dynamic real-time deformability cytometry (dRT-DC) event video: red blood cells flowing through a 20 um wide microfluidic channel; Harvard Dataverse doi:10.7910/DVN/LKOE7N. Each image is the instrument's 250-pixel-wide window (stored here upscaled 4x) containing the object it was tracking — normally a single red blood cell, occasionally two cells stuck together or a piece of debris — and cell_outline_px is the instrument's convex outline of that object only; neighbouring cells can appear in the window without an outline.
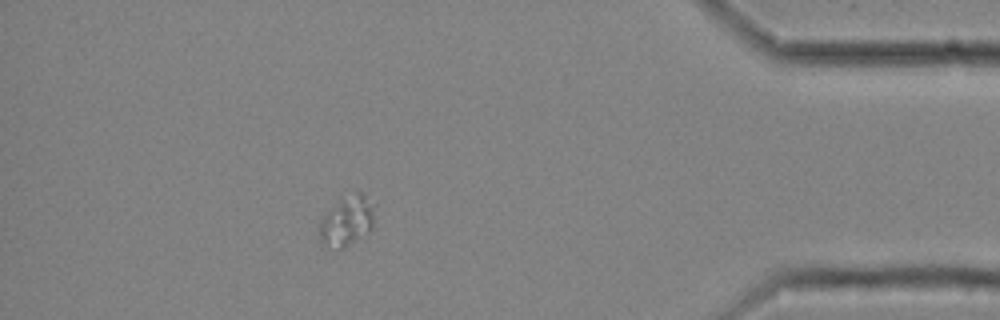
{"species": "common noctule bat (a hibernating species)", "species_latin": "Nyctalus noctula", "temperature_condition": "cold", "stored_images_in_passage": 47, "segment_of_instrument_passage": [1, 2], "camera_frame_rate_fps": 3000, "um_per_image_px": 0.085, "animal": {"sex": "female", "body_mass_g": 25.1}, "frame": {"image": 1, "passage_image": 40, "time_ms": 13.0, "image_size_px": [1000, 320], "cell_outline_px": [[372, 228], [368, 232], [344, 248], [340, 248], [324, 244], [320, 240], [320, 220], [340, 196], [356, 192], [360, 192], [372, 204]], "centroid_in_image_um": [29.45, 18.75], "position_along_channel_um": 405.7, "area_um2": 15.66}}